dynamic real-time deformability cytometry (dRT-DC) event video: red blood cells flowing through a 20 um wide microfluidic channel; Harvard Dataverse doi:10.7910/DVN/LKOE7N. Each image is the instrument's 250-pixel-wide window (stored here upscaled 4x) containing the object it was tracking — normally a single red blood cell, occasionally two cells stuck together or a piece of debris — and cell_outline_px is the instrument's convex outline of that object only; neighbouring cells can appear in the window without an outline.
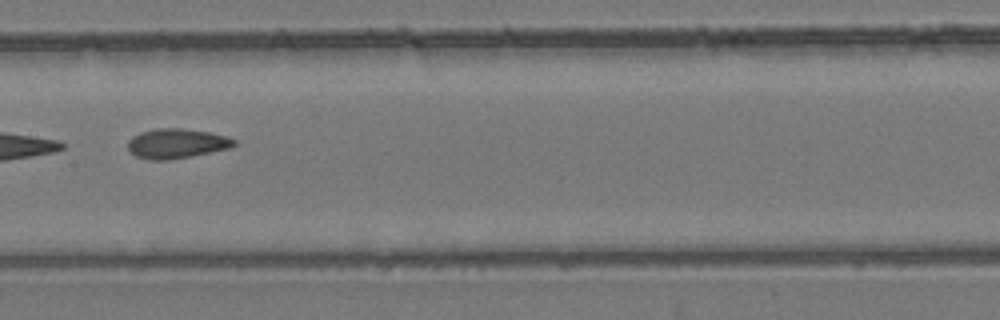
{"species": "common noctule bat (a hibernating species)", "species_latin": "Nyctalus noctula", "temperature_condition": "room temperature", "stored_images_in_passage": 8, "camera_frame_rate_fps": 3000, "um_per_image_px": 0.085, "animal": {"sex": "female", "body_mass_g": 24.6, "forearm_length_mm": 56.2}, "frame": {"image": 1, "passage_image": 8, "time_ms": 2.333, "image_size_px": [1000, 320], "cell_outline_px": [[236, 144], [232, 148], [192, 156], [168, 160], [148, 160], [136, 156], [128, 148], [128, 140], [132, 136], [140, 132], [156, 128], [180, 128], [208, 132], [228, 136], [236, 140]], "centroid_in_image_um": [15.03, 12.2], "position_along_channel_um": 192.4, "area_um2": 18.55}}